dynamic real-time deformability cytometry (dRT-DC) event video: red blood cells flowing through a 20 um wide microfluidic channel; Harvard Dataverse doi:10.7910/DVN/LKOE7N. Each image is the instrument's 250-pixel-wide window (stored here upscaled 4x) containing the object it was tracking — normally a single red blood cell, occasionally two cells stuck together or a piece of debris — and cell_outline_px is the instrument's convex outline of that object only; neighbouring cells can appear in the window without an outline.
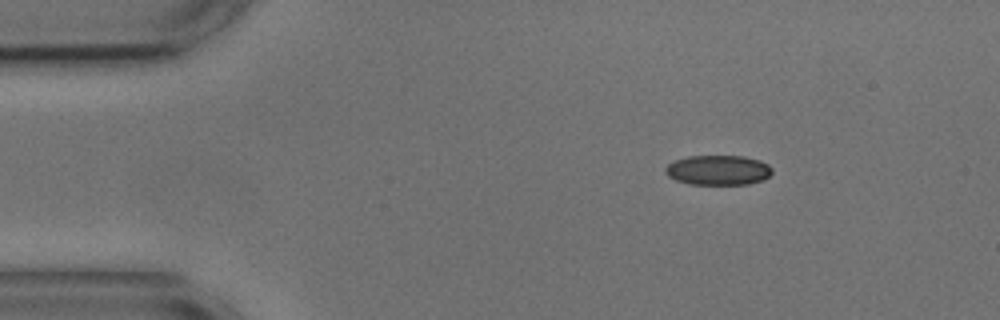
{"species": "common noctule bat (a hibernating species)", "species_latin": "Nyctalus noctula", "temperature_condition": "cold", "stored_images_in_passage": 48, "camera_frame_rate_fps": 3000, "um_per_image_px": 0.085, "animal": {"sex": "male", "body_mass_g": 17.9, "forearm_length_mm": 54.2}, "frame": {"image": 1, "passage_image": 1, "time_ms": 0.0, "image_size_px": [1000, 320], "cell_outline_px": [[772, 172], [764, 180], [748, 184], [688, 184], [676, 180], [668, 176], [664, 172], [664, 168], [668, 164], [676, 160], [688, 156], [744, 156], [760, 160], [768, 164], [772, 168]], "centroid_in_image_um": [61.04, 14.46], "position_along_channel_um": 24.0, "area_um2": 18.67}}
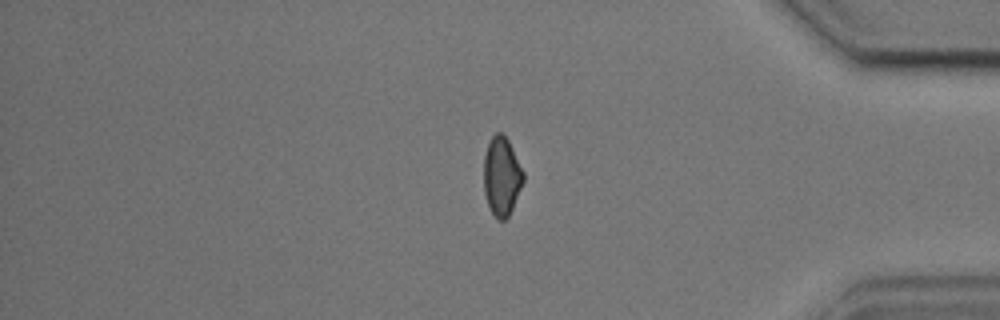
{"frame": {"image": 2, "passage_image": 39, "time_ms": 12.667, "image_size_px": [1000, 320], "cell_outline_px": [[524, 180], [512, 208], [508, 216], [504, 220], [496, 220], [488, 204], [484, 192], [484, 156], [488, 144], [492, 136], [496, 132], [504, 132], [524, 172]], "centroid_in_image_um": [42.64, 14.96], "position_along_channel_um": 392.6, "area_um2": 18.09}}
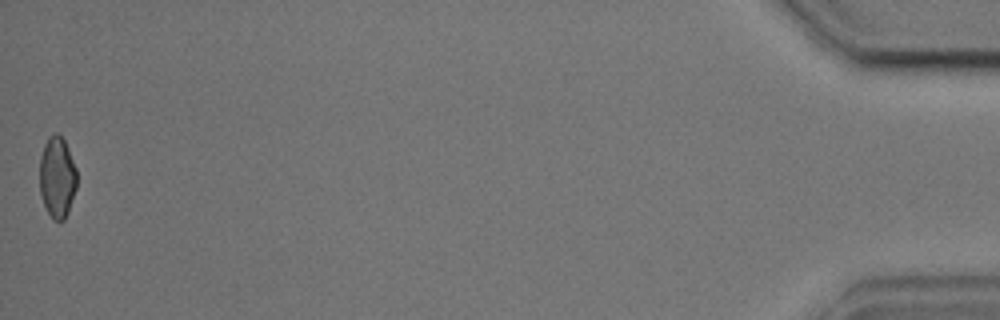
{"frame": {"image": 3, "passage_image": 48, "time_ms": 15.667, "image_size_px": [1000, 320], "cell_outline_px": [[76, 188], [68, 212], [64, 220], [52, 220], [44, 204], [40, 192], [40, 156], [44, 144], [48, 136], [56, 132], [64, 140], [68, 148], [76, 168]], "centroid_in_image_um": [4.85, 15.05], "position_along_channel_um": 430.3, "area_um2": 17.57}, "authors_computed_cell_mechanics": {"area_um2": 18.9295, "velocity_mm_per_s": 3.6023, "shape_relaxation_time_tau1_ms": 5.1255, "shape_relaxation_time_tau2_ms": 3.0287, "deformation_change_tau1": 0.1038, "deformation_change_tau2": 0.0608}}